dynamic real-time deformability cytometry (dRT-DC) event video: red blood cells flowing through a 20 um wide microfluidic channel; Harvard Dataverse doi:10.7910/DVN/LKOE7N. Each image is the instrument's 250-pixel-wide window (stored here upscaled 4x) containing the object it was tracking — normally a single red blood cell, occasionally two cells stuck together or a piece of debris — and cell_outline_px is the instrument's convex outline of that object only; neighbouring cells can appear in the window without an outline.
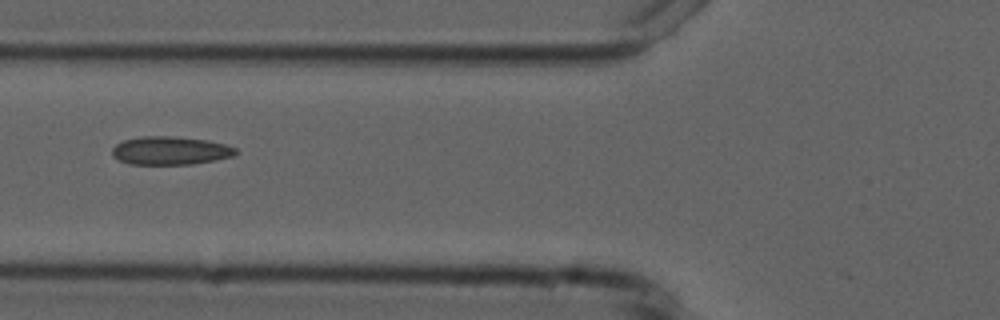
{"species": "common noctule bat (a hibernating species)", "species_latin": "Nyctalus noctula", "temperature_condition": "cold", "stored_images_in_passage": 7, "camera_frame_rate_fps": 3000, "um_per_image_px": 0.085, "animal": {"sex": "male", "forearm_length_mm": 52.5}, "frame": {"image": 1, "passage_image": 6, "time_ms": 5.667, "image_size_px": [1000, 320], "cell_outline_px": [[240, 152], [236, 156], [216, 160], [192, 164], [128, 164], [112, 156], [112, 148], [116, 144], [124, 140], [140, 136], [168, 136], [208, 140], [224, 144], [236, 148]], "centroid_in_image_um": [14.51, 12.8], "position_along_channel_um": 111.3, "area_um2": 20.52}}